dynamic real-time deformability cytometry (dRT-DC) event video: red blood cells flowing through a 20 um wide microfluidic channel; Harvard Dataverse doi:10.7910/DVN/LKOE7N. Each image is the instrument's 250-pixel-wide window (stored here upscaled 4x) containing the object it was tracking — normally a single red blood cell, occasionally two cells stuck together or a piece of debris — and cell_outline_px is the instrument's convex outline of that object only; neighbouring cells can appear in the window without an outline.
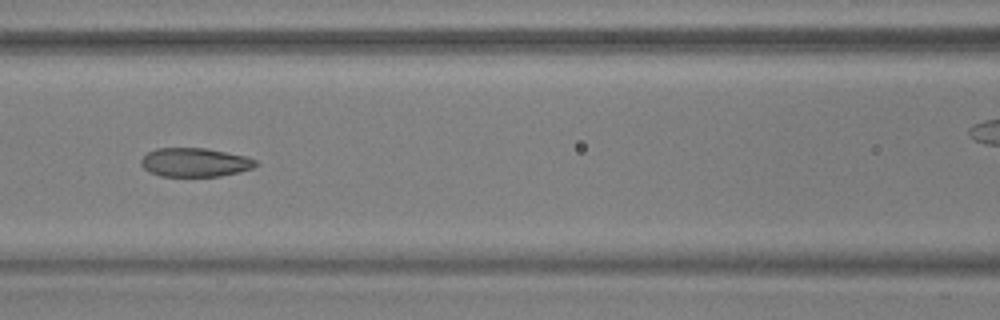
{"species": "common noctule bat (a hibernating species)", "species_latin": "Nyctalus noctula", "temperature_condition": "warm", "stored_images_in_passage": 30, "camera_frame_rate_fps": 3000, "um_per_image_px": 0.085, "animal": {"sex": "male", "body_mass_g": 17.9, "forearm_length_mm": 54.2}, "frame": {"image": 1, "passage_image": 9, "time_ms": 2.667, "image_size_px": [1000, 320], "cell_outline_px": [[260, 164], [252, 168], [220, 176], [160, 176], [148, 172], [140, 164], [140, 160], [148, 152], [156, 148], [204, 148], [248, 156], [256, 160]], "centroid_in_image_um": [16.56, 13.8], "position_along_channel_um": 150.0, "area_um2": 19.31}}
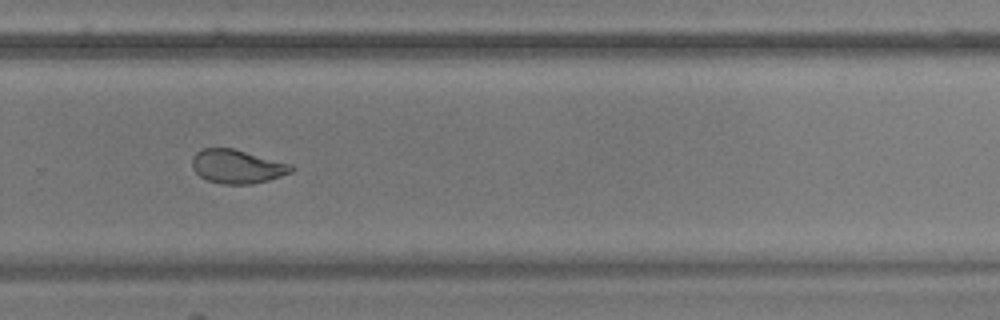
{"frame": {"image": 2, "passage_image": 22, "time_ms": 7.0, "image_size_px": [1000, 320], "cell_outline_px": [[296, 168], [292, 172], [268, 180], [252, 184], [220, 184], [208, 180], [200, 176], [192, 168], [192, 156], [196, 152], [204, 148], [232, 148], [292, 164]], "centroid_in_image_um": [20.16, 14.15], "position_along_channel_um": 309.6, "area_um2": 19.54}, "authors_computed_cell_mechanics": {"area_um2": 19.5942, "velocity_mm_per_s": 3.6933, "shape_relaxation_time_tau1_ms": null, "shape_relaxation_time_tau2_ms": 1.3136, "deformation_change_tau1": null, "deformation_change_tau2": 0.0781}}